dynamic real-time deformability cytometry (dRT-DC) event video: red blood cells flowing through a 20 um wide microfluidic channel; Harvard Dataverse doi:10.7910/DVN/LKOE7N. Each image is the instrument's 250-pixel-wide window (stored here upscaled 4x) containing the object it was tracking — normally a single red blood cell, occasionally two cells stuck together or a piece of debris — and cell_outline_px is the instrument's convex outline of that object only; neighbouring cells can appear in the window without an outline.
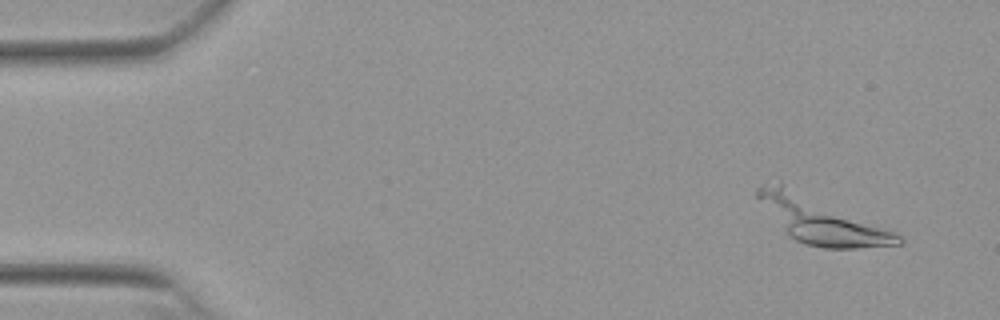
{"species": "Egyptian fruit bat (a non-hibernating species)", "species_latin": "Rousettus aegyptiacus", "temperature_condition": "warm", "stored_images_in_passage": 11, "camera_frame_rate_fps": 3000, "um_per_image_px": 0.085, "animal": {"sex": "female"}, "frame": {"image": 1, "passage_image": 4, "time_ms": 1.0, "image_size_px": [1000, 320], "cell_outline_px": [[904, 244], [856, 248], [824, 248], [804, 244], [796, 240], [788, 232], [756, 196], [756, 188], [780, 180], [896, 232], [904, 240]], "centroid_in_image_um": [69.87, 18.7], "position_along_channel_um": 15.1, "area_um2": 37.11}}